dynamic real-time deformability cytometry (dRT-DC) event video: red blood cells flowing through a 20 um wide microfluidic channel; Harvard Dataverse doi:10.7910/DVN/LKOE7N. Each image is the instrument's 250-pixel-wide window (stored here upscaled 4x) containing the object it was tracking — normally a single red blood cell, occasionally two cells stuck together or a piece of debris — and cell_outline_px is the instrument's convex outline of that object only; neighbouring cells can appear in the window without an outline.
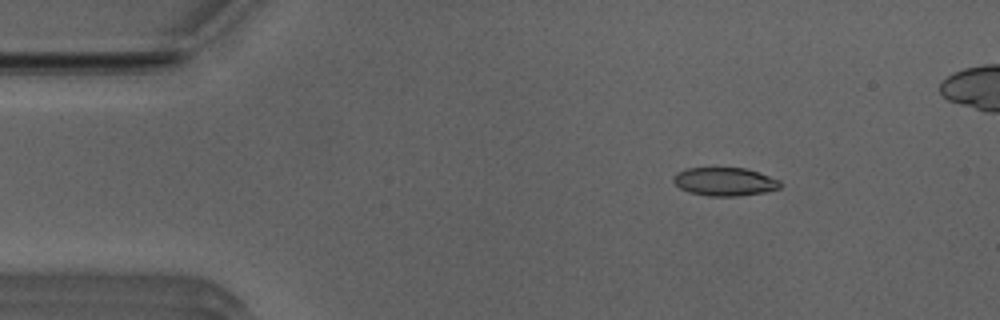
{"species": "Egyptian fruit bat (a non-hibernating species)", "species_latin": "Rousettus aegyptiacus", "temperature_condition": "room temperature", "stored_images_in_passage": 17, "camera_frame_rate_fps": 3000, "um_per_image_px": 0.085, "animal": {"sex": "male"}, "frame": {"image": 1, "passage_image": 7, "time_ms": 2.0, "image_size_px": [1000, 320], "cell_outline_px": [[780, 188], [764, 192], [740, 196], [708, 196], [688, 192], [680, 188], [672, 180], [672, 176], [676, 172], [684, 168], [744, 168], [760, 172], [780, 180]], "centroid_in_image_um": [61.57, 15.44], "position_along_channel_um": 23.4, "area_um2": 17.8}}